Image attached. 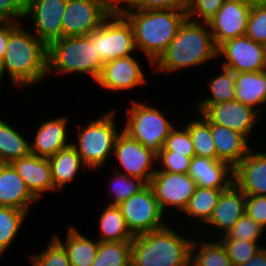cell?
<instances>
[{
    "instance_id": "obj_28",
    "label": "cell",
    "mask_w": 266,
    "mask_h": 266,
    "mask_svg": "<svg viewBox=\"0 0 266 266\" xmlns=\"http://www.w3.org/2000/svg\"><path fill=\"white\" fill-rule=\"evenodd\" d=\"M101 242L132 241L134 235L130 232L125 219L117 205H107L100 216Z\"/></svg>"
},
{
    "instance_id": "obj_23",
    "label": "cell",
    "mask_w": 266,
    "mask_h": 266,
    "mask_svg": "<svg viewBox=\"0 0 266 266\" xmlns=\"http://www.w3.org/2000/svg\"><path fill=\"white\" fill-rule=\"evenodd\" d=\"M36 201L12 164L0 163V206L29 213L30 204Z\"/></svg>"
},
{
    "instance_id": "obj_49",
    "label": "cell",
    "mask_w": 266,
    "mask_h": 266,
    "mask_svg": "<svg viewBox=\"0 0 266 266\" xmlns=\"http://www.w3.org/2000/svg\"><path fill=\"white\" fill-rule=\"evenodd\" d=\"M239 266H266V248L262 247L251 259Z\"/></svg>"
},
{
    "instance_id": "obj_21",
    "label": "cell",
    "mask_w": 266,
    "mask_h": 266,
    "mask_svg": "<svg viewBox=\"0 0 266 266\" xmlns=\"http://www.w3.org/2000/svg\"><path fill=\"white\" fill-rule=\"evenodd\" d=\"M67 120V117L60 116L42 122L32 144L30 143V154L49 158L69 146L71 143L67 142Z\"/></svg>"
},
{
    "instance_id": "obj_32",
    "label": "cell",
    "mask_w": 266,
    "mask_h": 266,
    "mask_svg": "<svg viewBox=\"0 0 266 266\" xmlns=\"http://www.w3.org/2000/svg\"><path fill=\"white\" fill-rule=\"evenodd\" d=\"M200 115L203 119H193L185 125L193 141L195 156L217 160L210 122L202 114Z\"/></svg>"
},
{
    "instance_id": "obj_7",
    "label": "cell",
    "mask_w": 266,
    "mask_h": 266,
    "mask_svg": "<svg viewBox=\"0 0 266 266\" xmlns=\"http://www.w3.org/2000/svg\"><path fill=\"white\" fill-rule=\"evenodd\" d=\"M126 120L123 131L156 155L174 127L156 107L134 101L128 108Z\"/></svg>"
},
{
    "instance_id": "obj_14",
    "label": "cell",
    "mask_w": 266,
    "mask_h": 266,
    "mask_svg": "<svg viewBox=\"0 0 266 266\" xmlns=\"http://www.w3.org/2000/svg\"><path fill=\"white\" fill-rule=\"evenodd\" d=\"M251 5L252 0H225L208 22L217 48L227 40L246 35Z\"/></svg>"
},
{
    "instance_id": "obj_8",
    "label": "cell",
    "mask_w": 266,
    "mask_h": 266,
    "mask_svg": "<svg viewBox=\"0 0 266 266\" xmlns=\"http://www.w3.org/2000/svg\"><path fill=\"white\" fill-rule=\"evenodd\" d=\"M87 36L95 42L96 54L102 64L131 56L136 51L132 26L122 14L109 15L99 28Z\"/></svg>"
},
{
    "instance_id": "obj_39",
    "label": "cell",
    "mask_w": 266,
    "mask_h": 266,
    "mask_svg": "<svg viewBox=\"0 0 266 266\" xmlns=\"http://www.w3.org/2000/svg\"><path fill=\"white\" fill-rule=\"evenodd\" d=\"M46 249L38 254L31 255V266H71L64 246L52 236Z\"/></svg>"
},
{
    "instance_id": "obj_19",
    "label": "cell",
    "mask_w": 266,
    "mask_h": 266,
    "mask_svg": "<svg viewBox=\"0 0 266 266\" xmlns=\"http://www.w3.org/2000/svg\"><path fill=\"white\" fill-rule=\"evenodd\" d=\"M11 164L37 200L43 193L54 191L52 169L48 158L29 154L14 160Z\"/></svg>"
},
{
    "instance_id": "obj_40",
    "label": "cell",
    "mask_w": 266,
    "mask_h": 266,
    "mask_svg": "<svg viewBox=\"0 0 266 266\" xmlns=\"http://www.w3.org/2000/svg\"><path fill=\"white\" fill-rule=\"evenodd\" d=\"M263 232L264 228L245 213L233 225V228L226 235L221 236V238L258 242Z\"/></svg>"
},
{
    "instance_id": "obj_37",
    "label": "cell",
    "mask_w": 266,
    "mask_h": 266,
    "mask_svg": "<svg viewBox=\"0 0 266 266\" xmlns=\"http://www.w3.org/2000/svg\"><path fill=\"white\" fill-rule=\"evenodd\" d=\"M246 36L266 45V0L252 1Z\"/></svg>"
},
{
    "instance_id": "obj_51",
    "label": "cell",
    "mask_w": 266,
    "mask_h": 266,
    "mask_svg": "<svg viewBox=\"0 0 266 266\" xmlns=\"http://www.w3.org/2000/svg\"><path fill=\"white\" fill-rule=\"evenodd\" d=\"M2 78H3V74H2L1 66H0V81H1Z\"/></svg>"
},
{
    "instance_id": "obj_22",
    "label": "cell",
    "mask_w": 266,
    "mask_h": 266,
    "mask_svg": "<svg viewBox=\"0 0 266 266\" xmlns=\"http://www.w3.org/2000/svg\"><path fill=\"white\" fill-rule=\"evenodd\" d=\"M188 174L198 187L227 189L233 183V168L215 159L194 156Z\"/></svg>"
},
{
    "instance_id": "obj_34",
    "label": "cell",
    "mask_w": 266,
    "mask_h": 266,
    "mask_svg": "<svg viewBox=\"0 0 266 266\" xmlns=\"http://www.w3.org/2000/svg\"><path fill=\"white\" fill-rule=\"evenodd\" d=\"M27 214L23 210L0 206V258L18 235Z\"/></svg>"
},
{
    "instance_id": "obj_1",
    "label": "cell",
    "mask_w": 266,
    "mask_h": 266,
    "mask_svg": "<svg viewBox=\"0 0 266 266\" xmlns=\"http://www.w3.org/2000/svg\"><path fill=\"white\" fill-rule=\"evenodd\" d=\"M0 66L3 76L8 72L12 84L36 85L48 76V46L18 23L9 34Z\"/></svg>"
},
{
    "instance_id": "obj_29",
    "label": "cell",
    "mask_w": 266,
    "mask_h": 266,
    "mask_svg": "<svg viewBox=\"0 0 266 266\" xmlns=\"http://www.w3.org/2000/svg\"><path fill=\"white\" fill-rule=\"evenodd\" d=\"M30 154V143L23 136L0 119V163H12Z\"/></svg>"
},
{
    "instance_id": "obj_27",
    "label": "cell",
    "mask_w": 266,
    "mask_h": 266,
    "mask_svg": "<svg viewBox=\"0 0 266 266\" xmlns=\"http://www.w3.org/2000/svg\"><path fill=\"white\" fill-rule=\"evenodd\" d=\"M65 242L59 237H54L64 246L71 266H92L96 256L99 241H92L70 226ZM64 243V244H63Z\"/></svg>"
},
{
    "instance_id": "obj_31",
    "label": "cell",
    "mask_w": 266,
    "mask_h": 266,
    "mask_svg": "<svg viewBox=\"0 0 266 266\" xmlns=\"http://www.w3.org/2000/svg\"><path fill=\"white\" fill-rule=\"evenodd\" d=\"M223 190L196 187L195 193L189 199L187 207L184 209L185 215L195 218L196 222L206 223L211 217L218 199Z\"/></svg>"
},
{
    "instance_id": "obj_44",
    "label": "cell",
    "mask_w": 266,
    "mask_h": 266,
    "mask_svg": "<svg viewBox=\"0 0 266 266\" xmlns=\"http://www.w3.org/2000/svg\"><path fill=\"white\" fill-rule=\"evenodd\" d=\"M245 213L266 229V196L246 195Z\"/></svg>"
},
{
    "instance_id": "obj_42",
    "label": "cell",
    "mask_w": 266,
    "mask_h": 266,
    "mask_svg": "<svg viewBox=\"0 0 266 266\" xmlns=\"http://www.w3.org/2000/svg\"><path fill=\"white\" fill-rule=\"evenodd\" d=\"M184 130H177L174 126L165 140L161 151H175L187 157H194V145L187 127Z\"/></svg>"
},
{
    "instance_id": "obj_33",
    "label": "cell",
    "mask_w": 266,
    "mask_h": 266,
    "mask_svg": "<svg viewBox=\"0 0 266 266\" xmlns=\"http://www.w3.org/2000/svg\"><path fill=\"white\" fill-rule=\"evenodd\" d=\"M131 260V241H99L92 266H125Z\"/></svg>"
},
{
    "instance_id": "obj_12",
    "label": "cell",
    "mask_w": 266,
    "mask_h": 266,
    "mask_svg": "<svg viewBox=\"0 0 266 266\" xmlns=\"http://www.w3.org/2000/svg\"><path fill=\"white\" fill-rule=\"evenodd\" d=\"M149 185L164 214L168 206L175 207L179 212L184 211L197 187L195 180L188 173L166 171H156Z\"/></svg>"
},
{
    "instance_id": "obj_50",
    "label": "cell",
    "mask_w": 266,
    "mask_h": 266,
    "mask_svg": "<svg viewBox=\"0 0 266 266\" xmlns=\"http://www.w3.org/2000/svg\"><path fill=\"white\" fill-rule=\"evenodd\" d=\"M125 266H137L132 260H130Z\"/></svg>"
},
{
    "instance_id": "obj_43",
    "label": "cell",
    "mask_w": 266,
    "mask_h": 266,
    "mask_svg": "<svg viewBox=\"0 0 266 266\" xmlns=\"http://www.w3.org/2000/svg\"><path fill=\"white\" fill-rule=\"evenodd\" d=\"M184 154L175 151H160L157 155V161L161 162V168L156 171H166L172 173L185 174L190 168L191 159Z\"/></svg>"
},
{
    "instance_id": "obj_15",
    "label": "cell",
    "mask_w": 266,
    "mask_h": 266,
    "mask_svg": "<svg viewBox=\"0 0 266 266\" xmlns=\"http://www.w3.org/2000/svg\"><path fill=\"white\" fill-rule=\"evenodd\" d=\"M109 15L96 0H68L62 17V37L88 35Z\"/></svg>"
},
{
    "instance_id": "obj_24",
    "label": "cell",
    "mask_w": 266,
    "mask_h": 266,
    "mask_svg": "<svg viewBox=\"0 0 266 266\" xmlns=\"http://www.w3.org/2000/svg\"><path fill=\"white\" fill-rule=\"evenodd\" d=\"M210 126L217 160L227 163L234 169L252 149L247 138L225 126L211 123Z\"/></svg>"
},
{
    "instance_id": "obj_30",
    "label": "cell",
    "mask_w": 266,
    "mask_h": 266,
    "mask_svg": "<svg viewBox=\"0 0 266 266\" xmlns=\"http://www.w3.org/2000/svg\"><path fill=\"white\" fill-rule=\"evenodd\" d=\"M197 241L191 244V266H233L220 241Z\"/></svg>"
},
{
    "instance_id": "obj_47",
    "label": "cell",
    "mask_w": 266,
    "mask_h": 266,
    "mask_svg": "<svg viewBox=\"0 0 266 266\" xmlns=\"http://www.w3.org/2000/svg\"><path fill=\"white\" fill-rule=\"evenodd\" d=\"M96 1L110 15L123 14L124 12L132 9L135 5V2H136V0H96Z\"/></svg>"
},
{
    "instance_id": "obj_20",
    "label": "cell",
    "mask_w": 266,
    "mask_h": 266,
    "mask_svg": "<svg viewBox=\"0 0 266 266\" xmlns=\"http://www.w3.org/2000/svg\"><path fill=\"white\" fill-rule=\"evenodd\" d=\"M246 194L233 182L223 190L213 213L206 224L221 229L223 236L233 228V225L245 214Z\"/></svg>"
},
{
    "instance_id": "obj_45",
    "label": "cell",
    "mask_w": 266,
    "mask_h": 266,
    "mask_svg": "<svg viewBox=\"0 0 266 266\" xmlns=\"http://www.w3.org/2000/svg\"><path fill=\"white\" fill-rule=\"evenodd\" d=\"M24 5L23 0H0V20L18 23L24 19Z\"/></svg>"
},
{
    "instance_id": "obj_36",
    "label": "cell",
    "mask_w": 266,
    "mask_h": 266,
    "mask_svg": "<svg viewBox=\"0 0 266 266\" xmlns=\"http://www.w3.org/2000/svg\"><path fill=\"white\" fill-rule=\"evenodd\" d=\"M115 174L112 182L113 201L109 205H119L132 195L140 192L148 184L138 178H134L125 174L118 173L119 168H115ZM115 180V181H114Z\"/></svg>"
},
{
    "instance_id": "obj_41",
    "label": "cell",
    "mask_w": 266,
    "mask_h": 266,
    "mask_svg": "<svg viewBox=\"0 0 266 266\" xmlns=\"http://www.w3.org/2000/svg\"><path fill=\"white\" fill-rule=\"evenodd\" d=\"M224 2L225 0H189L186 8L187 19L194 22L208 23ZM199 17L200 21L198 20ZM194 18L197 20H194Z\"/></svg>"
},
{
    "instance_id": "obj_10",
    "label": "cell",
    "mask_w": 266,
    "mask_h": 266,
    "mask_svg": "<svg viewBox=\"0 0 266 266\" xmlns=\"http://www.w3.org/2000/svg\"><path fill=\"white\" fill-rule=\"evenodd\" d=\"M217 56L226 59L221 64L222 67L236 73L266 70V45L257 43L246 35L222 43L217 49Z\"/></svg>"
},
{
    "instance_id": "obj_18",
    "label": "cell",
    "mask_w": 266,
    "mask_h": 266,
    "mask_svg": "<svg viewBox=\"0 0 266 266\" xmlns=\"http://www.w3.org/2000/svg\"><path fill=\"white\" fill-rule=\"evenodd\" d=\"M233 182L246 195L266 196V153L251 149L233 169Z\"/></svg>"
},
{
    "instance_id": "obj_6",
    "label": "cell",
    "mask_w": 266,
    "mask_h": 266,
    "mask_svg": "<svg viewBox=\"0 0 266 266\" xmlns=\"http://www.w3.org/2000/svg\"><path fill=\"white\" fill-rule=\"evenodd\" d=\"M115 110L105 113L77 131L78 142L72 143L86 169L100 168L113 154L115 140L120 133L115 128ZM78 143V144H77Z\"/></svg>"
},
{
    "instance_id": "obj_38",
    "label": "cell",
    "mask_w": 266,
    "mask_h": 266,
    "mask_svg": "<svg viewBox=\"0 0 266 266\" xmlns=\"http://www.w3.org/2000/svg\"><path fill=\"white\" fill-rule=\"evenodd\" d=\"M225 247L233 266H239L252 258L263 246L256 241L233 240L231 238H220Z\"/></svg>"
},
{
    "instance_id": "obj_2",
    "label": "cell",
    "mask_w": 266,
    "mask_h": 266,
    "mask_svg": "<svg viewBox=\"0 0 266 266\" xmlns=\"http://www.w3.org/2000/svg\"><path fill=\"white\" fill-rule=\"evenodd\" d=\"M131 24L136 49L140 48L151 66L173 41L186 11L177 9H130L122 14Z\"/></svg>"
},
{
    "instance_id": "obj_16",
    "label": "cell",
    "mask_w": 266,
    "mask_h": 266,
    "mask_svg": "<svg viewBox=\"0 0 266 266\" xmlns=\"http://www.w3.org/2000/svg\"><path fill=\"white\" fill-rule=\"evenodd\" d=\"M199 112L211 123L225 126L246 138L258 122V112L238 100L212 105H198Z\"/></svg>"
},
{
    "instance_id": "obj_17",
    "label": "cell",
    "mask_w": 266,
    "mask_h": 266,
    "mask_svg": "<svg viewBox=\"0 0 266 266\" xmlns=\"http://www.w3.org/2000/svg\"><path fill=\"white\" fill-rule=\"evenodd\" d=\"M145 82L144 72L133 55L104 63L96 80L99 86L112 91L134 89Z\"/></svg>"
},
{
    "instance_id": "obj_26",
    "label": "cell",
    "mask_w": 266,
    "mask_h": 266,
    "mask_svg": "<svg viewBox=\"0 0 266 266\" xmlns=\"http://www.w3.org/2000/svg\"><path fill=\"white\" fill-rule=\"evenodd\" d=\"M48 159L52 169L54 190H61L73 181L80 167L86 168L72 143Z\"/></svg>"
},
{
    "instance_id": "obj_11",
    "label": "cell",
    "mask_w": 266,
    "mask_h": 266,
    "mask_svg": "<svg viewBox=\"0 0 266 266\" xmlns=\"http://www.w3.org/2000/svg\"><path fill=\"white\" fill-rule=\"evenodd\" d=\"M114 156L123 167V173L134 178L150 183L157 168L153 167L157 161V155L147 150L136 139L130 137L123 130L118 134L113 149ZM155 161V162H154Z\"/></svg>"
},
{
    "instance_id": "obj_48",
    "label": "cell",
    "mask_w": 266,
    "mask_h": 266,
    "mask_svg": "<svg viewBox=\"0 0 266 266\" xmlns=\"http://www.w3.org/2000/svg\"><path fill=\"white\" fill-rule=\"evenodd\" d=\"M15 22L0 23V63L4 57L10 32L17 26Z\"/></svg>"
},
{
    "instance_id": "obj_3",
    "label": "cell",
    "mask_w": 266,
    "mask_h": 266,
    "mask_svg": "<svg viewBox=\"0 0 266 266\" xmlns=\"http://www.w3.org/2000/svg\"><path fill=\"white\" fill-rule=\"evenodd\" d=\"M217 49L208 23L186 19L173 41L153 66L156 71L162 70L167 73L201 66L210 59L218 57Z\"/></svg>"
},
{
    "instance_id": "obj_25",
    "label": "cell",
    "mask_w": 266,
    "mask_h": 266,
    "mask_svg": "<svg viewBox=\"0 0 266 266\" xmlns=\"http://www.w3.org/2000/svg\"><path fill=\"white\" fill-rule=\"evenodd\" d=\"M235 99L261 113L255 107L266 102V70L235 72Z\"/></svg>"
},
{
    "instance_id": "obj_35",
    "label": "cell",
    "mask_w": 266,
    "mask_h": 266,
    "mask_svg": "<svg viewBox=\"0 0 266 266\" xmlns=\"http://www.w3.org/2000/svg\"><path fill=\"white\" fill-rule=\"evenodd\" d=\"M223 71L209 80L211 97L203 98L198 105H212L235 100V72L222 67Z\"/></svg>"
},
{
    "instance_id": "obj_46",
    "label": "cell",
    "mask_w": 266,
    "mask_h": 266,
    "mask_svg": "<svg viewBox=\"0 0 266 266\" xmlns=\"http://www.w3.org/2000/svg\"><path fill=\"white\" fill-rule=\"evenodd\" d=\"M189 0H136L132 9L158 10L177 9L186 11Z\"/></svg>"
},
{
    "instance_id": "obj_13",
    "label": "cell",
    "mask_w": 266,
    "mask_h": 266,
    "mask_svg": "<svg viewBox=\"0 0 266 266\" xmlns=\"http://www.w3.org/2000/svg\"><path fill=\"white\" fill-rule=\"evenodd\" d=\"M68 0H28L24 5V18L31 17L33 33L49 46L62 38V17Z\"/></svg>"
},
{
    "instance_id": "obj_9",
    "label": "cell",
    "mask_w": 266,
    "mask_h": 266,
    "mask_svg": "<svg viewBox=\"0 0 266 266\" xmlns=\"http://www.w3.org/2000/svg\"><path fill=\"white\" fill-rule=\"evenodd\" d=\"M118 207L134 236L166 226L165 221H162L165 214L161 211L149 184L140 192L124 200Z\"/></svg>"
},
{
    "instance_id": "obj_5",
    "label": "cell",
    "mask_w": 266,
    "mask_h": 266,
    "mask_svg": "<svg viewBox=\"0 0 266 266\" xmlns=\"http://www.w3.org/2000/svg\"><path fill=\"white\" fill-rule=\"evenodd\" d=\"M102 63L95 42L85 36L62 37L48 46V74L56 71L66 74H89L97 80Z\"/></svg>"
},
{
    "instance_id": "obj_4",
    "label": "cell",
    "mask_w": 266,
    "mask_h": 266,
    "mask_svg": "<svg viewBox=\"0 0 266 266\" xmlns=\"http://www.w3.org/2000/svg\"><path fill=\"white\" fill-rule=\"evenodd\" d=\"M181 236L168 225L135 235L131 241V260L137 266H191L193 240Z\"/></svg>"
}]
</instances>
